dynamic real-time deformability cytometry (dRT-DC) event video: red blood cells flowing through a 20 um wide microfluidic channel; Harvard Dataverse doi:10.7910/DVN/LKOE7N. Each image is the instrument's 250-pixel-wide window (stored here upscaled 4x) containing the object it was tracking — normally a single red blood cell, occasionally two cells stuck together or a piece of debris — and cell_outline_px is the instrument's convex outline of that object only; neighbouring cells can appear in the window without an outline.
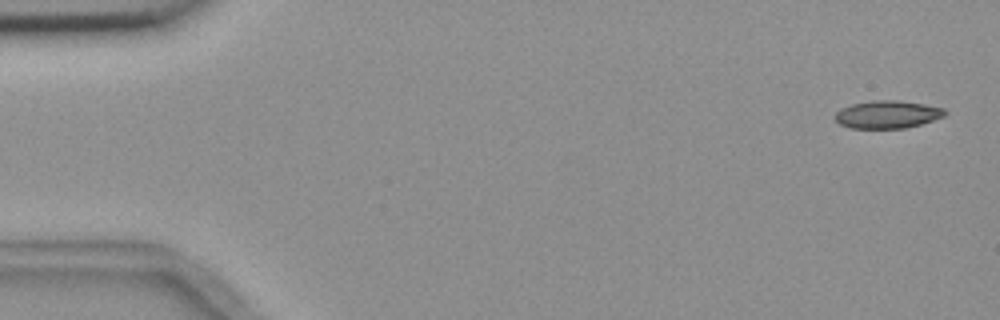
{"species": "common noctule bat (a hibernating species)", "species_latin": "Nyctalus noctula", "temperature_condition": "room temperature", "stored_images_in_passage": 4, "camera_frame_rate_fps": 3000, "um_per_image_px": 0.085, "animal": {"sex": "female", "body_mass_g": 18.4}, "frame": {"image": 1, "passage_image": 1, "time_ms": 0.0, "image_size_px": [1000, 320], "cell_outline_px": [[948, 112], [944, 116], [920, 124], [904, 128], [852, 128], [840, 124], [832, 116], [840, 108], [852, 104], [872, 100], [900, 100], [924, 104], [944, 108]], "centroid_in_image_um": [75.41, 9.72], "position_along_channel_um": 9.6, "area_um2": 17.8}}
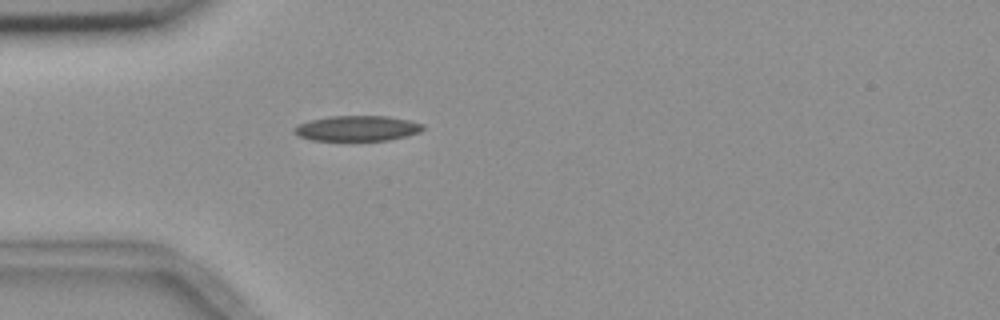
{"frame": {"image": 2, "passage_image": 4, "time_ms": 4.667, "image_size_px": [1000, 320], "cell_outline_px": [[424, 128], [420, 132], [408, 136], [388, 140], [312, 140], [296, 136], [292, 132], [292, 128], [296, 124], [308, 120], [328, 116], [388, 116], [408, 120], [424, 124]], "centroid_in_image_um": [30.3, 10.9], "position_along_channel_um": 54.7, "area_um2": 19.31}}